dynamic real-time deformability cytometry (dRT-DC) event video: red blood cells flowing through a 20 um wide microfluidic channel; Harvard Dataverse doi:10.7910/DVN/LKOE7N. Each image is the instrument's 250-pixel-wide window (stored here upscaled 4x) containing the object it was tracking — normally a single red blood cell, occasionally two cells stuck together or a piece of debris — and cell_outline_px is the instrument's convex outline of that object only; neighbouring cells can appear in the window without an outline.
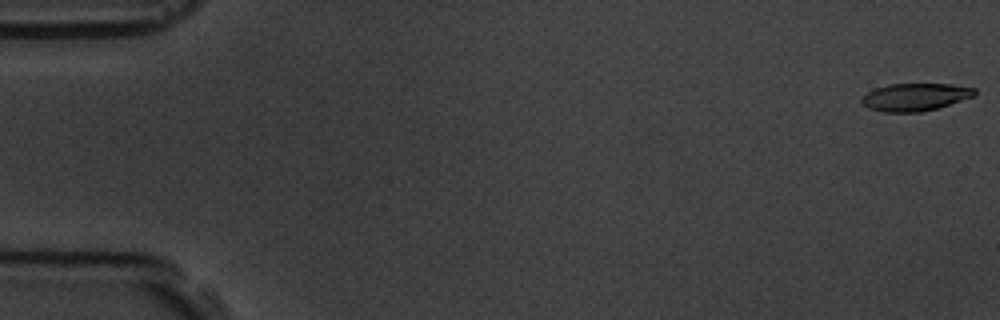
{"species": "common noctule bat (a hibernating species)", "species_latin": "Nyctalus noctula", "temperature_condition": "room temperature", "stored_images_in_passage": 4, "camera_frame_rate_fps": 3000, "um_per_image_px": 0.085, "animal": {"sex": "male", "body_mass_g": 19.5, "forearm_length_mm": 54.6}, "frame": {"image": 1, "passage_image": 1, "time_ms": 0.0, "image_size_px": [1000, 320], "cell_outline_px": [[976, 96], [936, 108], [920, 112], [884, 112], [868, 108], [860, 100], [868, 92], [876, 88], [888, 84], [952, 84], [976, 88]], "centroid_in_image_um": [77.82, 8.24], "position_along_channel_um": 7.2, "area_um2": 18.09}}